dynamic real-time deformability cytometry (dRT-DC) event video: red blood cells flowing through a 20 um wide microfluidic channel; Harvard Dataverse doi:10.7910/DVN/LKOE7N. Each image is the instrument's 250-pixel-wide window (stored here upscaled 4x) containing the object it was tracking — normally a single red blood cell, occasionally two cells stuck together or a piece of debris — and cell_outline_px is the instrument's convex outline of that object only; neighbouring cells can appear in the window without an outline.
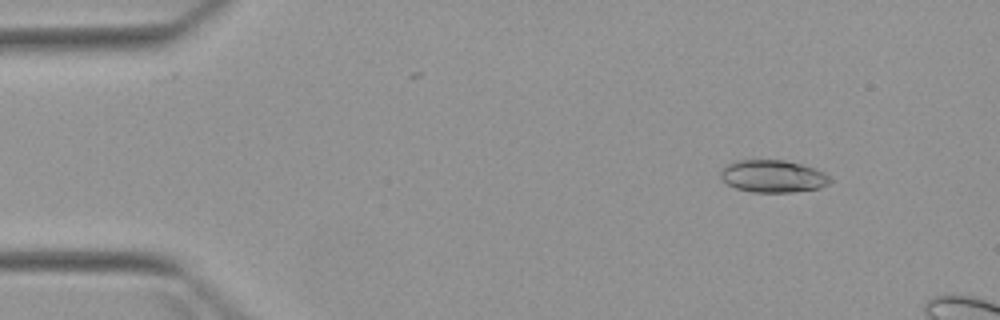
{"species": "Egyptian fruit bat (a non-hibernating species)", "species_latin": "Rousettus aegyptiacus", "temperature_condition": "warm", "stored_images_in_passage": 4, "camera_frame_rate_fps": 3000, "um_per_image_px": 0.085, "animal": {"sex": "female"}, "frame": {"image": 1, "passage_image": 2, "time_ms": 1.333, "image_size_px": [1000, 320], "cell_outline_px": [[832, 180], [828, 184], [820, 188], [792, 192], [752, 192], [736, 188], [728, 184], [720, 176], [720, 168], [736, 160], [784, 160], [804, 164], [816, 168], [832, 176]], "centroid_in_image_um": [65.74, 14.97], "position_along_channel_um": 19.3, "area_um2": 20.92}}